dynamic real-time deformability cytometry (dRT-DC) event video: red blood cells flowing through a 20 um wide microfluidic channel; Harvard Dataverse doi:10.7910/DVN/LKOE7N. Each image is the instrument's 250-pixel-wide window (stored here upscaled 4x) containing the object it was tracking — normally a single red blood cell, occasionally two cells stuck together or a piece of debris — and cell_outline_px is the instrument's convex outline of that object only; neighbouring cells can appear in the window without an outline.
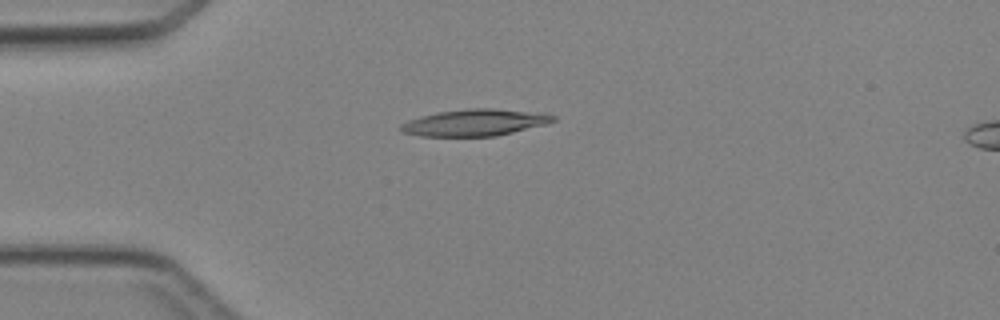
{"species": "Egyptian fruit bat (a non-hibernating species)", "species_latin": "Rousettus aegyptiacus", "temperature_condition": "cold", "stored_images_in_passage": 1, "camera_frame_rate_fps": 3000, "um_per_image_px": 0.085, "animal": {"sex": "female"}, "frame": {"image": 1, "passage_image": 1, "time_ms": 0.0, "image_size_px": [1000, 320], "cell_outline_px": [[556, 120], [548, 124], [496, 136], [420, 136], [400, 132], [400, 124], [408, 120], [440, 112], [468, 108], [492, 108], [544, 112], [556, 116]], "centroid_in_image_um": [40.43, 10.41], "position_along_channel_um": 44.6, "area_um2": 23.87}}